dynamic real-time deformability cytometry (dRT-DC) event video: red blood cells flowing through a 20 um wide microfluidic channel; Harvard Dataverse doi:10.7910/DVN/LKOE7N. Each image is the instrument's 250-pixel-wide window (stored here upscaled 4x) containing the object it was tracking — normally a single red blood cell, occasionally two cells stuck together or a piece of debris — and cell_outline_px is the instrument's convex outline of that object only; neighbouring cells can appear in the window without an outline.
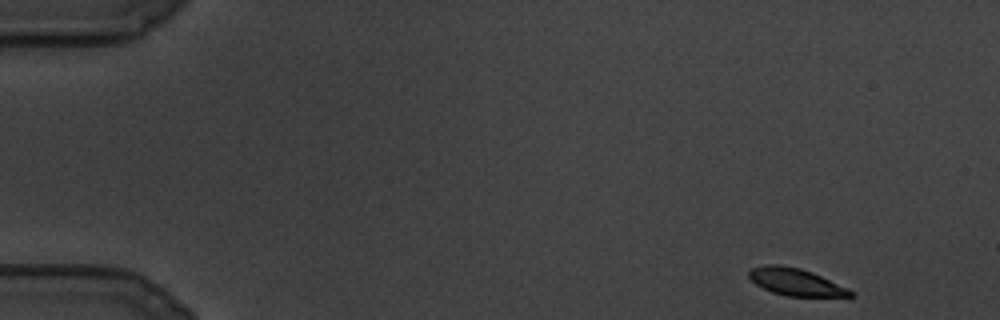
{"species": "common noctule bat (a hibernating species)", "species_latin": "Nyctalus noctula", "temperature_condition": "cold", "stored_images_in_passage": 102, "camera_frame_rate_fps": 3000, "um_per_image_px": 0.085, "animal": {"sex": "male", "body_mass_g": 19.5, "forearm_length_mm": 54.6}, "frame": {"image": 1, "passage_image": 1, "time_ms": 0.0, "image_size_px": [1000, 320], "cell_outline_px": [[852, 296], [788, 296], [772, 292], [756, 284], [748, 276], [748, 272], [752, 268], [764, 264], [780, 264], [800, 268], [812, 272], [848, 288], [852, 292]], "centroid_in_image_um": [67.6, 23.94], "position_along_channel_um": 17.4, "area_um2": 15.9}}
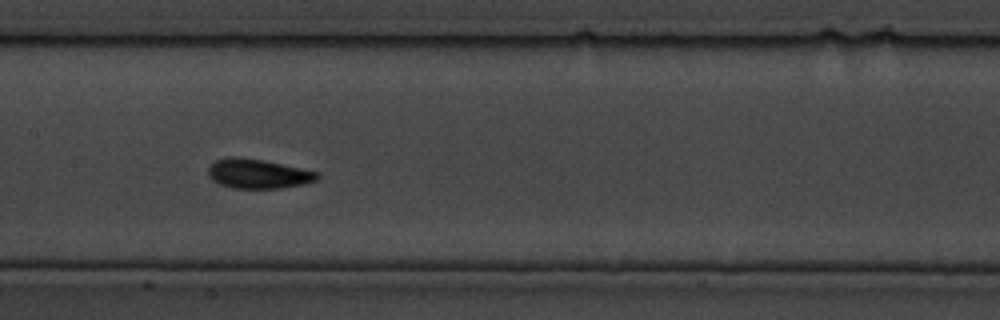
{"frame": {"image": 2, "passage_image": 47, "time_ms": 15.333, "image_size_px": [1000, 320], "cell_outline_px": [[320, 176], [316, 180], [304, 184], [280, 188], [232, 188], [220, 184], [212, 180], [208, 176], [208, 168], [216, 160], [228, 156], [236, 156], [264, 160], [320, 172]], "centroid_in_image_um": [21.94, 14.76], "position_along_channel_um": 185.5, "area_um2": 18.84}}
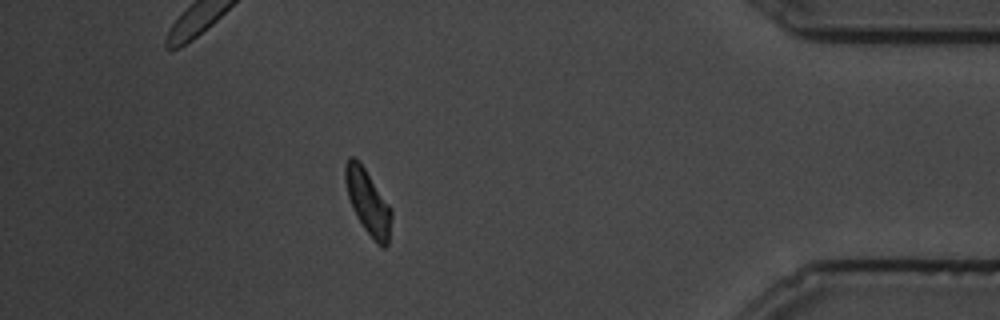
{"frame": {"image": 3, "passage_image": 89, "time_ms": 29.333, "image_size_px": [1000, 320], "cell_outline_px": [[392, 216], [388, 244], [384, 248], [380, 248], [376, 244], [364, 228], [356, 216], [348, 196], [344, 180], [344, 164], [348, 156], [352, 156], [360, 160], [392, 208]], "centroid_in_image_um": [31.27, 17.14], "position_along_channel_um": 403.9, "area_um2": 17.86}}